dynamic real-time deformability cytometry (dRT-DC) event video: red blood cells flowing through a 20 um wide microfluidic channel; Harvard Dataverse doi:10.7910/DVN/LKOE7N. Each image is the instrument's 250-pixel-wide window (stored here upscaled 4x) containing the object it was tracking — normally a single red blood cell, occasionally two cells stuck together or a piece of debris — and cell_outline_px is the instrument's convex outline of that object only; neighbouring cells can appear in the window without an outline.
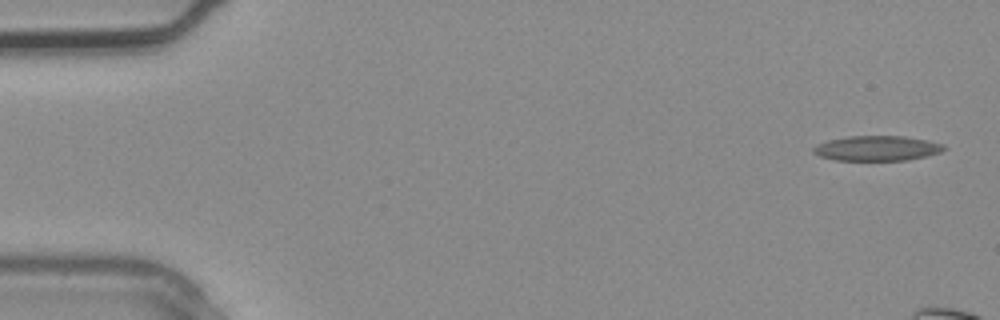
{"species": "common noctule bat (a hibernating species)", "species_latin": "Nyctalus noctula", "temperature_condition": "warm", "stored_images_in_passage": 3, "camera_frame_rate_fps": 3000, "um_per_image_px": 0.085, "animal": {"sex": "male", "body_mass_g": 20.4}, "frame": {"image": 1, "passage_image": 3, "time_ms": 0.667, "image_size_px": [1000, 320], "cell_outline_px": [[948, 148], [940, 152], [908, 160], [836, 160], [820, 156], [812, 152], [812, 148], [816, 144], [828, 140], [848, 136], [904, 136], [928, 140], [944, 144]], "centroid_in_image_um": [74.54, 12.6], "position_along_channel_um": 10.5, "area_um2": 19.07}}